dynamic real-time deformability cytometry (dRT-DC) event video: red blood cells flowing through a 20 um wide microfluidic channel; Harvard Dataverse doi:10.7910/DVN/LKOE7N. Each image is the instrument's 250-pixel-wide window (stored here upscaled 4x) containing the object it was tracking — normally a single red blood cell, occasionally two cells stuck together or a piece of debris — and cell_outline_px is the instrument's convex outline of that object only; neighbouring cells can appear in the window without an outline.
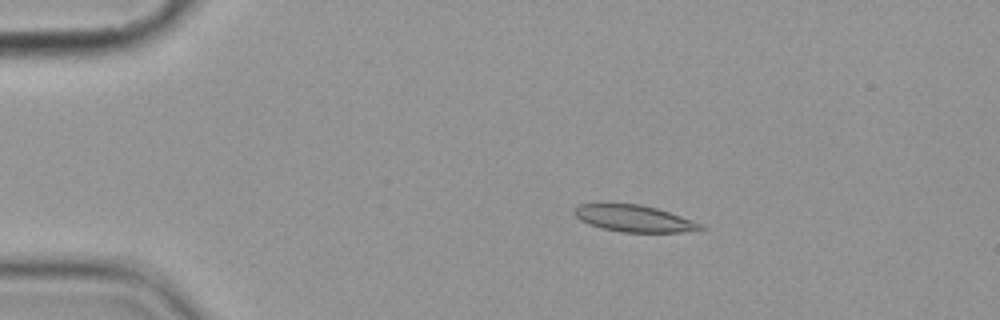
{"species": "common noctule bat (a hibernating species)", "species_latin": "Nyctalus noctula", "temperature_condition": "cold", "stored_images_in_passage": 9, "camera_frame_rate_fps": 3000, "um_per_image_px": 0.085, "animal": {"sex": "female", "body_mass_g": 19.9}, "frame": {"image": 1, "passage_image": 4, "time_ms": 3.333, "image_size_px": [1000, 320], "cell_outline_px": [[708, 228], [680, 232], [620, 232], [600, 228], [588, 224], [580, 220], [572, 212], [572, 208], [580, 204], [640, 204], [656, 208], [680, 216], [700, 224]], "centroid_in_image_um": [53.82, 18.57], "position_along_channel_um": 31.2, "area_um2": 19.48}}
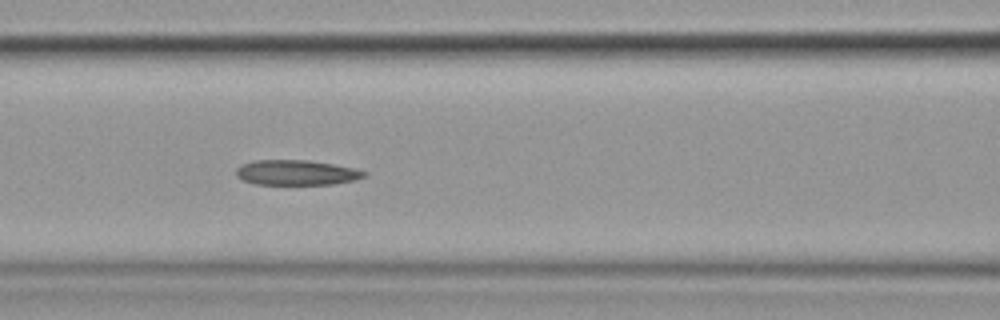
{"frame": {"image": 2, "passage_image": 8, "time_ms": 8.0, "image_size_px": [1000, 320], "cell_outline_px": [[368, 176], [356, 180], [332, 184], [256, 184], [244, 180], [236, 176], [236, 168], [240, 164], [256, 160], [308, 160], [332, 164], [352, 168], [368, 172]], "centroid_in_image_um": [25.2, 14.67], "position_along_channel_um": 141.4, "area_um2": 18.73}}
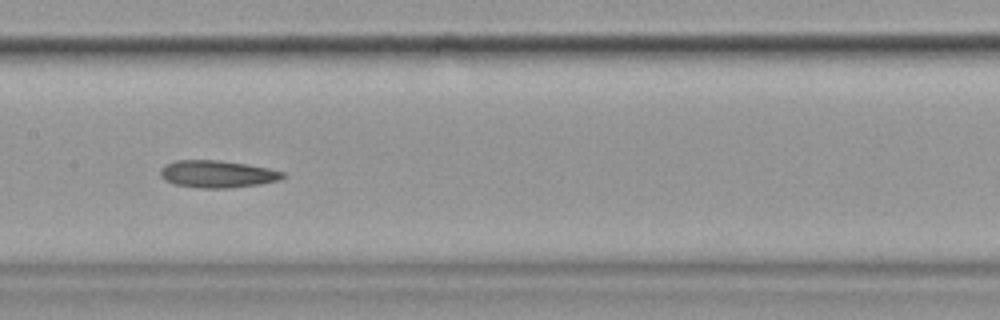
{"frame": {"image": 3, "passage_image": 9, "time_ms": 9.333, "image_size_px": [1000, 320], "cell_outline_px": [[288, 176], [280, 180], [260, 184], [228, 188], [200, 188], [176, 184], [164, 180], [160, 176], [160, 168], [164, 164], [176, 160], [216, 160], [244, 164], [268, 168], [284, 172]], "centroid_in_image_um": [18.47, 14.79], "position_along_channel_um": 188.9, "area_um2": 19.48}}